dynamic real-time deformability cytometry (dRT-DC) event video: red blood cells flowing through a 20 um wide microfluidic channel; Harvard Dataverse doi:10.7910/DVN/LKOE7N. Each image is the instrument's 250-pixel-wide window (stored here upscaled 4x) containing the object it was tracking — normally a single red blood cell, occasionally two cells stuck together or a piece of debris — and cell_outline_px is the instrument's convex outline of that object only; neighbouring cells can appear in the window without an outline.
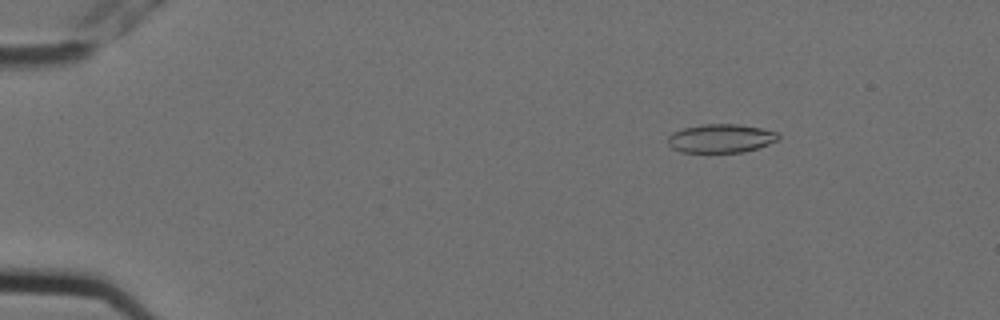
{"species": "Egyptian fruit bat (a non-hibernating species)", "species_latin": "Rousettus aegyptiacus", "temperature_condition": "cold", "stored_images_in_passage": 6, "camera_frame_rate_fps": 3000, "um_per_image_px": 0.085, "animal": {"sex": "female"}, "frame": {"image": 1, "passage_image": 2, "time_ms": 0.333, "image_size_px": [1000, 320], "cell_outline_px": [[780, 136], [776, 140], [768, 144], [744, 152], [680, 152], [672, 148], [668, 144], [668, 136], [672, 132], [684, 128], [704, 124], [736, 124], [760, 128], [776, 132]], "centroid_in_image_um": [61.23, 11.76], "position_along_channel_um": 23.8, "area_um2": 18.26}}
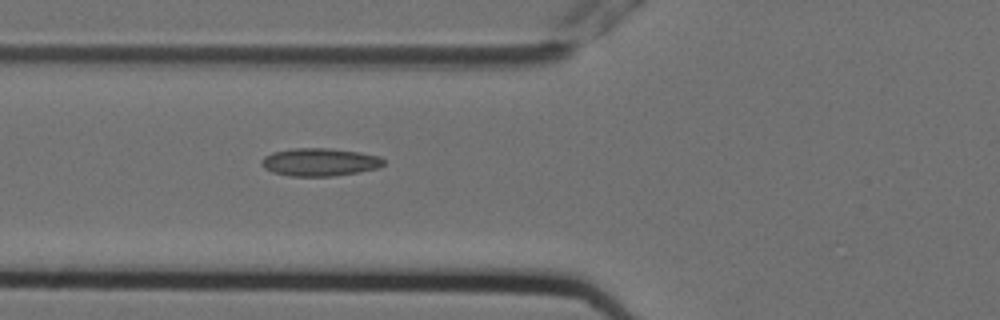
{"frame": {"image": 2, "passage_image": 6, "time_ms": 1.667, "image_size_px": [1000, 320], "cell_outline_px": [[384, 164], [380, 168], [332, 176], [288, 176], [272, 172], [264, 168], [260, 160], [264, 156], [272, 152], [292, 148], [328, 148], [360, 152], [380, 156], [384, 160]], "centroid_in_image_um": [27.16, 13.77], "position_along_channel_um": 98.6, "area_um2": 19.94}}